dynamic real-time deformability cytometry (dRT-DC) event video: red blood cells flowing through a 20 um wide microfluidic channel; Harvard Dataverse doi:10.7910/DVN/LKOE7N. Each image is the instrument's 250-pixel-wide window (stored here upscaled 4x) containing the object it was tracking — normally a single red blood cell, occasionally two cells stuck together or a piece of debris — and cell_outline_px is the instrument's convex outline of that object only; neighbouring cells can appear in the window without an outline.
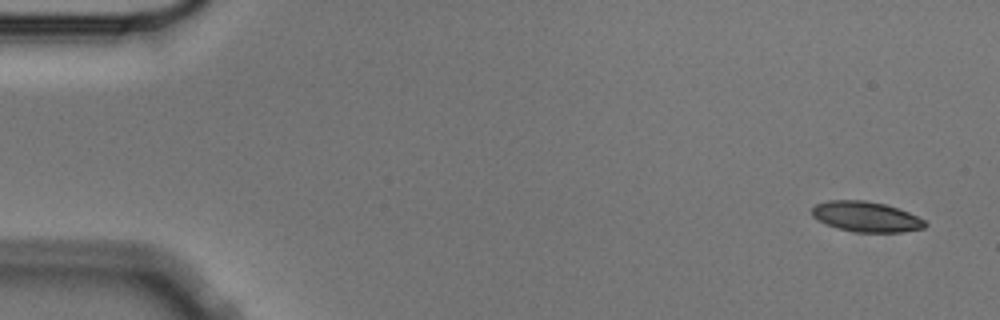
{"species": "Egyptian fruit bat (a non-hibernating species)", "species_latin": "Rousettus aegyptiacus", "temperature_condition": "cold", "stored_images_in_passage": 5, "camera_frame_rate_fps": 3000, "um_per_image_px": 0.085, "animal": {"sex": "male"}, "frame": {"image": 1, "passage_image": 1, "time_ms": 0.0, "image_size_px": [1000, 320], "cell_outline_px": [[928, 224], [924, 228], [904, 232], [856, 232], [836, 228], [824, 224], [816, 220], [812, 216], [812, 208], [816, 204], [828, 200], [864, 200], [884, 204], [908, 212], [924, 220]], "centroid_in_image_um": [73.58, 18.43], "position_along_channel_um": 11.4, "area_um2": 20.06}}
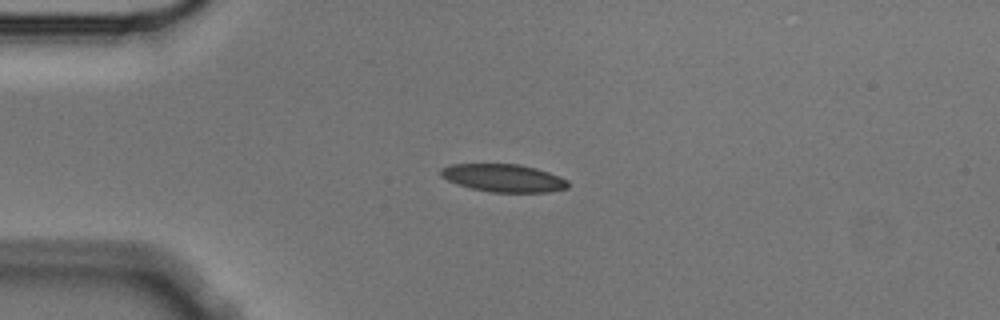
{"frame": {"image": 2, "passage_image": 4, "time_ms": 1.0, "image_size_px": [1000, 320], "cell_outline_px": [[568, 188], [548, 192], [492, 192], [472, 188], [448, 180], [440, 176], [440, 168], [452, 164], [520, 164], [536, 168], [560, 176], [568, 180]], "centroid_in_image_um": [42.82, 15.12], "position_along_channel_um": 42.2, "area_um2": 20.52}}